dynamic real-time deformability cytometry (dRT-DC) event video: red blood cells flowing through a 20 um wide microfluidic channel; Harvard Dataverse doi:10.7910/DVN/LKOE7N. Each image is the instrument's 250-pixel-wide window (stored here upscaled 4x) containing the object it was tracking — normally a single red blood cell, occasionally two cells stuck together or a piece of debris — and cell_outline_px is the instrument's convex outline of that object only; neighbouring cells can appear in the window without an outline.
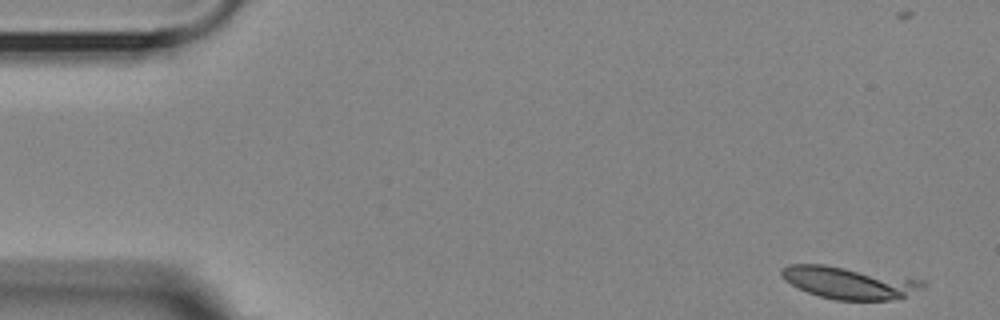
{"species": "Egyptian fruit bat (a non-hibernating species)", "species_latin": "Rousettus aegyptiacus", "temperature_condition": "room temperature", "stored_images_in_passage": 4, "camera_frame_rate_fps": 3000, "um_per_image_px": 0.085, "animal": {"sex": "female"}, "frame": {"image": 1, "passage_image": 1, "time_ms": 0.0, "image_size_px": [1000, 320], "cell_outline_px": [[924, 288], [900, 300], [836, 300], [820, 296], [808, 292], [784, 280], [780, 276], [780, 272], [788, 264], [824, 264], [924, 280]], "centroid_in_image_um": [72.22, 24.04], "position_along_channel_um": 12.8, "area_um2": 26.59}}